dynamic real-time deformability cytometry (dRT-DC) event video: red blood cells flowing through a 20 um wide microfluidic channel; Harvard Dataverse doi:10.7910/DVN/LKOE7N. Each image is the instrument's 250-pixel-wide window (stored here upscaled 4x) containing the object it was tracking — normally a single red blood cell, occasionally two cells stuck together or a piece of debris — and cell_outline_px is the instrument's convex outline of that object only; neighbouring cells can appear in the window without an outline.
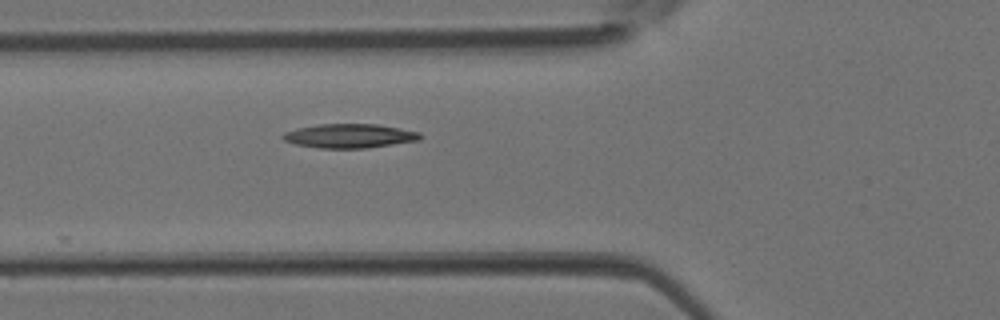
{"species": "Egyptian fruit bat (a non-hibernating species)", "species_latin": "Rousettus aegyptiacus", "temperature_condition": "room temperature", "stored_images_in_passage": 2, "camera_frame_rate_fps": 3000, "um_per_image_px": 0.085, "animal": {"sex": "female"}, "frame": {"image": 1, "passage_image": 2, "time_ms": 0.333, "image_size_px": [1000, 320], "cell_outline_px": [[424, 136], [420, 140], [368, 148], [320, 148], [296, 144], [284, 140], [280, 136], [284, 132], [296, 128], [320, 124], [376, 124], [400, 128], [420, 132]], "centroid_in_image_um": [29.73, 11.55], "position_along_channel_um": 96.1, "area_um2": 19.36}}